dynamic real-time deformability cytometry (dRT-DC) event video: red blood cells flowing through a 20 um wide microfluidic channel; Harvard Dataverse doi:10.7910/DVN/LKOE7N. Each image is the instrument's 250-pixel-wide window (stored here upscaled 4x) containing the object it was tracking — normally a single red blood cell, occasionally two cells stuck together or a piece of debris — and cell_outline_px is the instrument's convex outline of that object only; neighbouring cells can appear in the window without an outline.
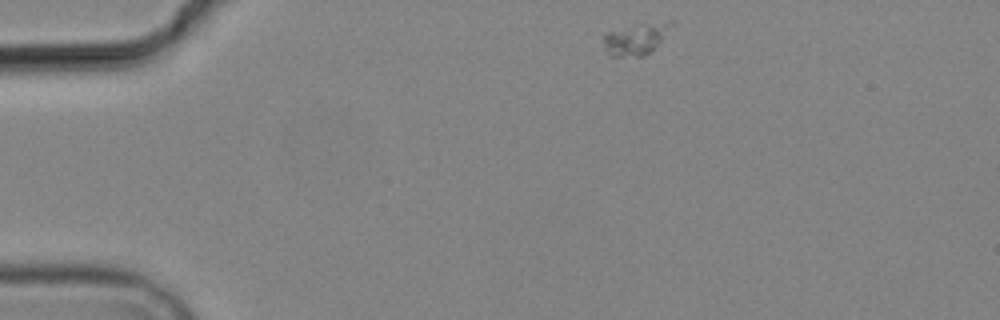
{"species": "common noctule bat (a hibernating species)", "species_latin": "Nyctalus noctula", "temperature_condition": "cold", "stored_images_in_passage": 3, "camera_frame_rate_fps": 3000, "um_per_image_px": 0.085, "animal": {"sex": "male", "body_mass_g": 19.2, "forearm_length_mm": 51.8}, "frame": {"image": 1, "passage_image": 1, "time_ms": 0.0, "image_size_px": [1000, 320], "cell_outline_px": [[676, 20], [660, 40], [644, 56], [608, 56], [604, 44], [604, 32], [672, 20]], "centroid_in_image_um": [54.0, 3.33], "position_along_channel_um": 31.0, "area_um2": 11.68}}